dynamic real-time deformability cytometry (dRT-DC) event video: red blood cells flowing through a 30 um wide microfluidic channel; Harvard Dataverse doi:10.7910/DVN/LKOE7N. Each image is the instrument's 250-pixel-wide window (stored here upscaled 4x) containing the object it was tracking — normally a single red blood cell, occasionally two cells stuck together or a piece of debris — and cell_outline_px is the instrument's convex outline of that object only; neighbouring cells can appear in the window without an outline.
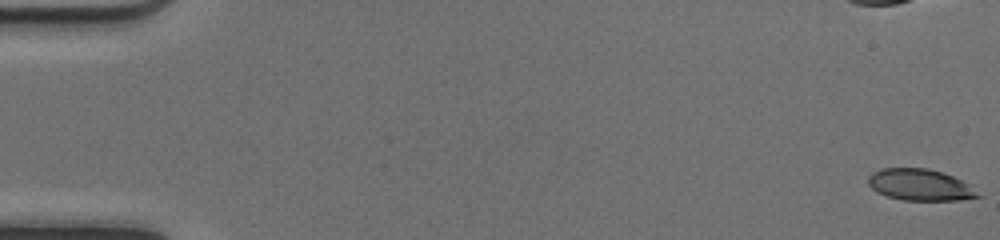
{"species": "common noctule bat (a hibernating species)", "species_latin": "Nyctalus noctula", "temperature_condition": "cold", "stored_images_in_passage": 20, "camera_frame_rate_fps": 3000, "um_per_image_px": 0.085, "animal": {"sex": "female", "body_mass_g": 17.0, "forearm_length_mm": 48.0}, "frame": {"image": 1, "passage_image": 1, "time_ms": 0.0, "image_size_px": [1000, 240], "cell_outline_px": [[984, 196], [960, 200], [904, 200], [888, 196], [876, 192], [868, 184], [868, 176], [872, 172], [880, 168], [928, 168], [952, 176], [968, 184]], "centroid_in_image_um": [78.19, 15.71], "position_along_channel_um": 6.8, "area_um2": 20.11}}